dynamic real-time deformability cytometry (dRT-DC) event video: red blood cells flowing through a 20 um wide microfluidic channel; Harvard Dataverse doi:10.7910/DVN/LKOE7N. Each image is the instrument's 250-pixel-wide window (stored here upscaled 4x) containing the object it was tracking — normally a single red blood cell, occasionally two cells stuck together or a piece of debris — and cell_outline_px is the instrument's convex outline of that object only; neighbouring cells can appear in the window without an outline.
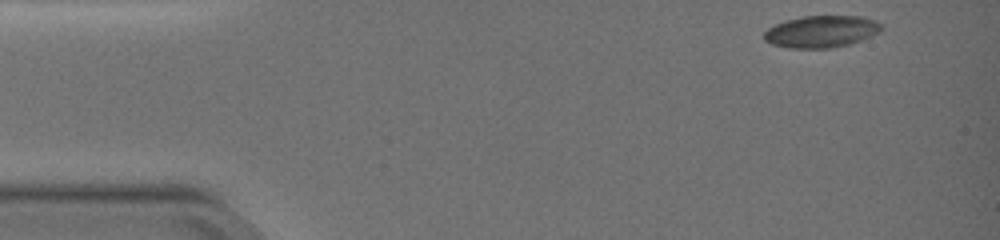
{"species": "common noctule bat (a hibernating species)", "species_latin": "Nyctalus noctula", "temperature_condition": "warm", "stored_images_in_passage": 45, "camera_frame_rate_fps": 3000, "um_per_image_px": 0.085, "animal": {"sex": "female", "body_mass_g": 19.0, "forearm_length_mm": 51.5}, "frame": {"image": 1, "passage_image": 1, "time_ms": 0.0, "image_size_px": [1000, 240], "cell_outline_px": [[884, 28], [880, 32], [872, 36], [848, 44], [828, 48], [788, 48], [772, 44], [764, 40], [764, 32], [768, 28], [776, 24], [788, 20], [804, 16], [864, 16], [876, 20]], "centroid_in_image_um": [69.84, 2.68], "position_along_channel_um": 15.2, "area_um2": 21.79}}
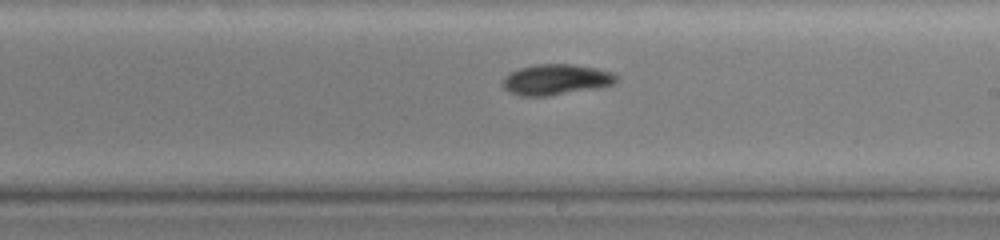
{"frame": {"image": 2, "passage_image": 27, "time_ms": 8.667, "image_size_px": [1000, 240], "cell_outline_px": [[620, 80], [616, 84], [600, 88], [552, 96], [520, 96], [508, 92], [500, 84], [504, 76], [508, 72], [520, 68], [536, 64], [572, 64], [596, 68], [612, 72], [620, 76]], "centroid_in_image_um": [47.29, 6.78], "position_along_channel_um": 241.7, "area_um2": 21.04}}
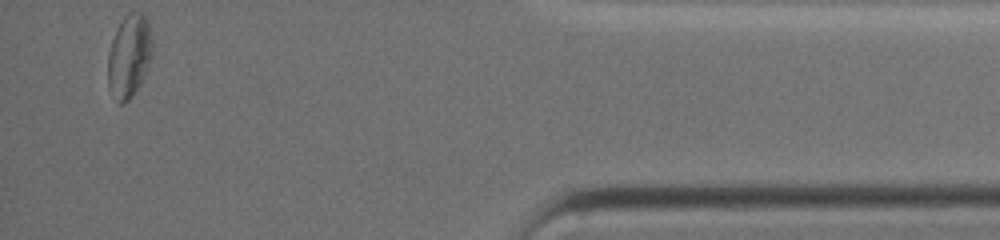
{"frame": {"image": 3, "passage_image": 45, "time_ms": 14.667, "image_size_px": [1000, 240], "cell_outline_px": [[152, 56], [140, 84], [128, 100], [120, 104], [108, 88], [108, 56], [112, 40], [116, 28], [124, 16], [128, 12], [144, 12], [148, 20], [152, 44]], "centroid_in_image_um": [10.98, 4.71], "position_along_channel_um": 424.2, "area_um2": 21.44}, "authors_computed_cell_mechanics": {"area_um2": 21.2126, "velocity_mm_per_s": 3.818, "shape_relaxation_time_tau1_ms": 8.4701, "shape_relaxation_time_tau2_ms": 4.9292, "deformation_change_tau1": 0.1664, "deformation_change_tau2": 0.1077}}